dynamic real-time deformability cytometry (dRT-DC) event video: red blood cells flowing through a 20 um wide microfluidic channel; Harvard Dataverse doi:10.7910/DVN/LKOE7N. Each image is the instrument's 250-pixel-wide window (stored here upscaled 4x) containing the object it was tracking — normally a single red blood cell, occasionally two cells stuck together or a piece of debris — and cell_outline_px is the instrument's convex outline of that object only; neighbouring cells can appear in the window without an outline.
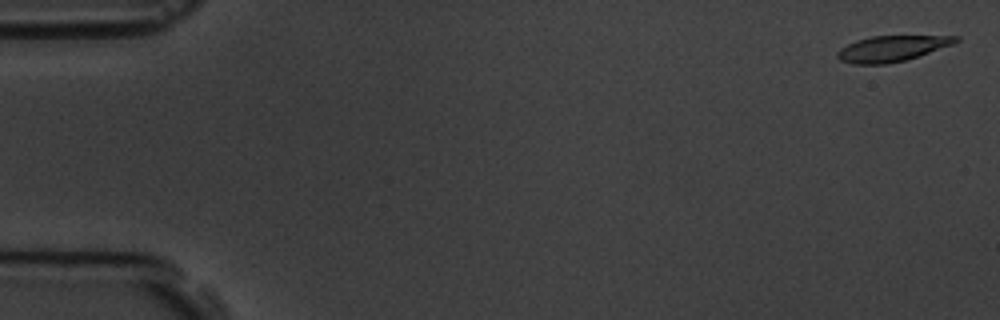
{"species": "common noctule bat (a hibernating species)", "species_latin": "Nyctalus noctula", "temperature_condition": "room temperature", "stored_images_in_passage": 8, "camera_frame_rate_fps": 3000, "um_per_image_px": 0.085, "animal": {"sex": "male", "body_mass_g": 19.5, "forearm_length_mm": 54.6}, "frame": {"image": 1, "passage_image": 1, "time_ms": 0.0, "image_size_px": [1000, 320], "cell_outline_px": [[960, 40], [952, 44], [904, 60], [884, 64], [856, 64], [840, 60], [836, 56], [836, 52], [840, 48], [856, 40], [872, 36], [960, 36]], "centroid_in_image_um": [75.75, 4.12], "position_along_channel_um": 9.2, "area_um2": 17.4}}
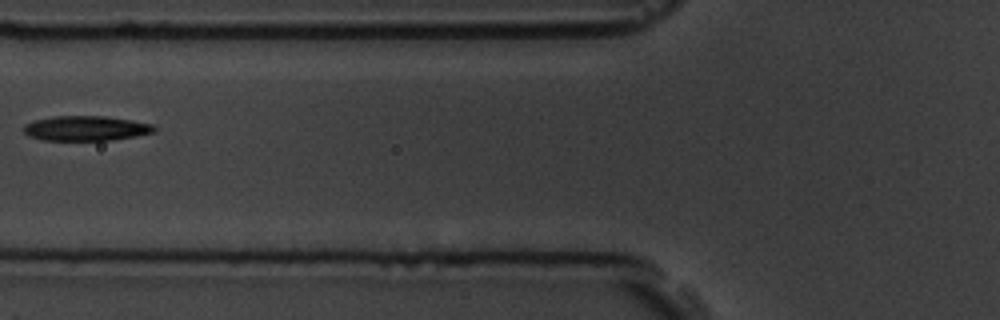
{"frame": {"image": 2, "passage_image": 7, "time_ms": 7.0, "image_size_px": [1000, 320], "cell_outline_px": [[156, 132], [136, 136], [112, 140], [44, 140], [28, 136], [24, 132], [24, 124], [36, 120], [52, 116], [104, 116], [132, 120], [152, 124], [156, 128]], "centroid_in_image_um": [7.32, 10.91], "position_along_channel_um": 118.5, "area_um2": 18.96}}
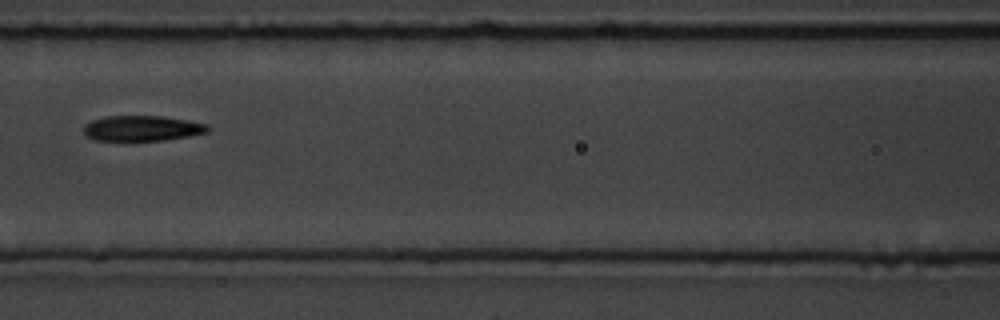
{"frame": {"image": 3, "passage_image": 8, "time_ms": 8.0, "image_size_px": [1000, 320], "cell_outline_px": [[208, 132], [188, 136], [164, 140], [96, 140], [88, 136], [84, 132], [84, 124], [92, 120], [104, 116], [160, 116], [188, 120], [208, 124]], "centroid_in_image_um": [12.08, 10.89], "position_along_channel_um": 154.5, "area_um2": 18.21}}